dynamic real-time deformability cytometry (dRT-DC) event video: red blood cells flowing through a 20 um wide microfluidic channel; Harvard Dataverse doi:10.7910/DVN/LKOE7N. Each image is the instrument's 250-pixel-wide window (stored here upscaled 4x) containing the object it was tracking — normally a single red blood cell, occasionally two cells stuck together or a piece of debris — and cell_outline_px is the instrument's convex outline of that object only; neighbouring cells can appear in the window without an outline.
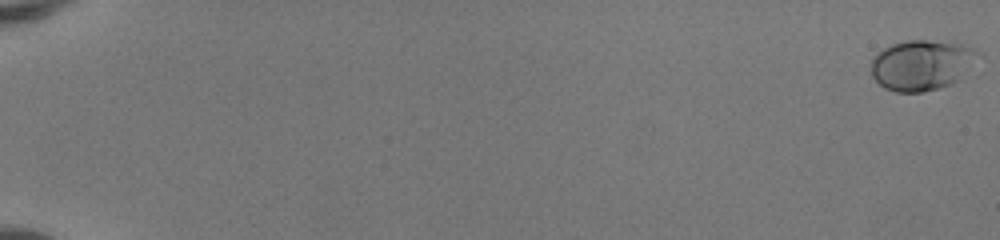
{"species": "human", "species_latin": "Homo sapiens", "temperature_condition": "room temperature", "stored_images_in_passage": 52, "camera_frame_rate_fps": 3000, "um_per_image_px": 0.085, "donor": {"sex": "female"}, "frame": {"image": 1, "passage_image": 1, "time_ms": 0.0, "image_size_px": [1000, 240], "cell_outline_px": [[980, 56], [960, 80], [952, 84], [940, 88], [920, 92], [896, 92], [884, 88], [872, 76], [872, 56], [876, 52], [892, 44], [908, 40], [924, 40], [960, 44], [972, 48], [980, 52]], "centroid_in_image_um": [78.35, 5.53], "position_along_channel_um": 6.6, "area_um2": 31.5}}
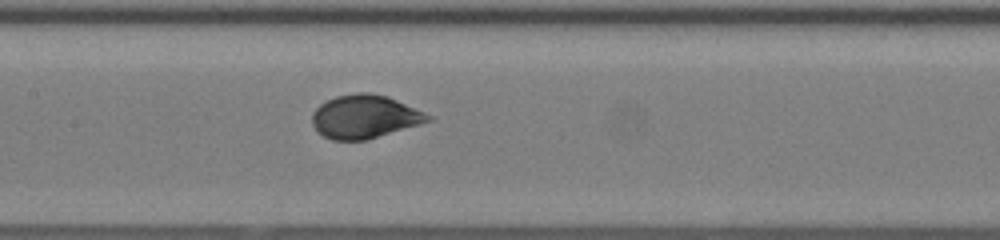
{"frame": {"image": 2, "passage_image": 29, "time_ms": 9.333, "image_size_px": [1000, 240], "cell_outline_px": [[432, 120], [420, 124], [368, 140], [332, 140], [316, 132], [312, 124], [312, 112], [320, 104], [336, 96], [356, 92], [368, 92], [388, 96], [424, 112], [432, 116]], "centroid_in_image_um": [30.97, 9.92], "position_along_channel_um": 176.4, "area_um2": 29.42}}
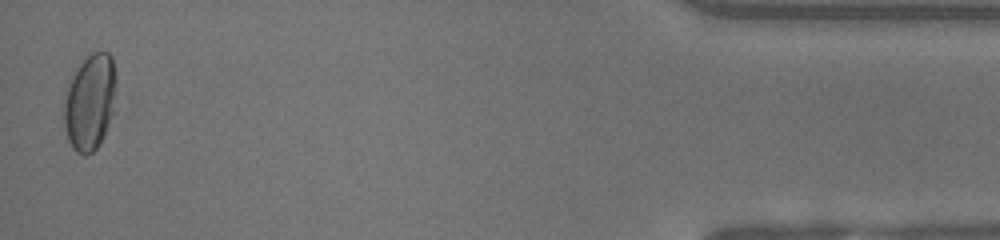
{"frame": {"image": 3, "passage_image": 52, "time_ms": 17.0, "image_size_px": [1000, 240], "cell_outline_px": [[116, 84], [112, 112], [104, 136], [100, 144], [92, 152], [84, 156], [76, 152], [72, 148], [68, 140], [64, 124], [64, 104], [68, 88], [80, 64], [88, 52], [108, 52], [112, 56], [116, 76]], "centroid_in_image_um": [7.66, 8.69], "position_along_channel_um": 427.5, "area_um2": 29.02}, "authors_computed_cell_mechanics": {"area_um2": 28.9, "velocity_mm_per_s": 4.1758, "shape_relaxation_time_tau1_ms": 3.478, "shape_relaxation_time_tau2_ms": null, "deformation_change_tau1": 0.1505, "deformation_change_tau2": null}}